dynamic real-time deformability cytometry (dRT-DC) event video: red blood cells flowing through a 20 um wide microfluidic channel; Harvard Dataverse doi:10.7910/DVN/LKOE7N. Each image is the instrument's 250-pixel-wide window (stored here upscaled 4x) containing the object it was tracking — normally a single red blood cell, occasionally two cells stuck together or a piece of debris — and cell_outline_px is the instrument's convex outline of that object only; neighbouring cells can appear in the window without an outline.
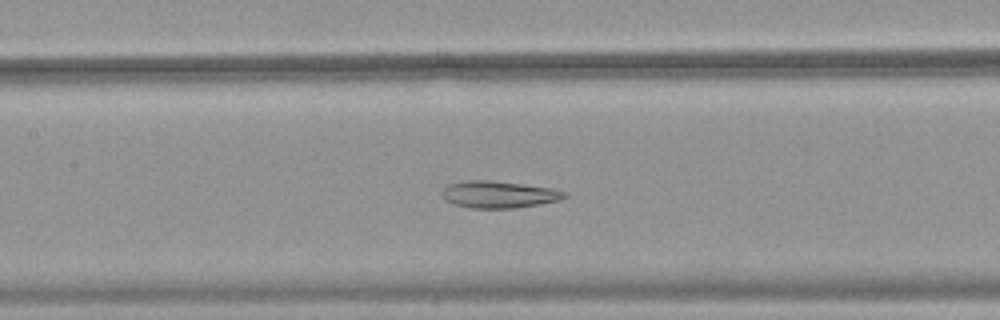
{"species": "common noctule bat (a hibernating species)", "species_latin": "Nyctalus noctula", "temperature_condition": "warm", "stored_images_in_passage": 44, "camera_frame_rate_fps": 3000, "um_per_image_px": 0.085, "animal": {"sex": "female", "body_mass_g": 18.4}, "frame": {"image": 1, "passage_image": 17, "time_ms": 5.333, "image_size_px": [1000, 320], "cell_outline_px": [[568, 196], [560, 200], [540, 204], [516, 208], [472, 208], [456, 204], [444, 200], [440, 192], [448, 184], [468, 180], [488, 180], [552, 188], [568, 192]], "centroid_in_image_um": [42.41, 16.53], "position_along_channel_um": 165.0, "area_um2": 19.25}}
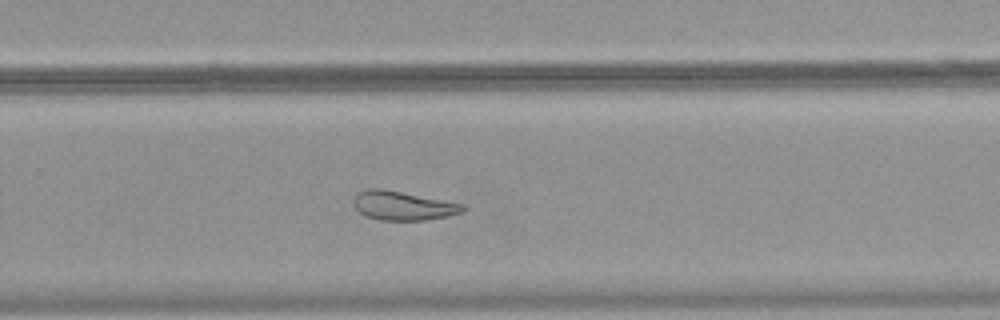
{"frame": {"image": 2, "passage_image": 27, "time_ms": 8.667, "image_size_px": [1000, 320], "cell_outline_px": [[468, 208], [460, 212], [448, 216], [424, 220], [380, 220], [364, 216], [352, 204], [352, 200], [356, 192], [368, 188], [384, 188], [464, 204]], "centroid_in_image_um": [34.2, 17.47], "position_along_channel_um": 295.6, "area_um2": 18.73}}
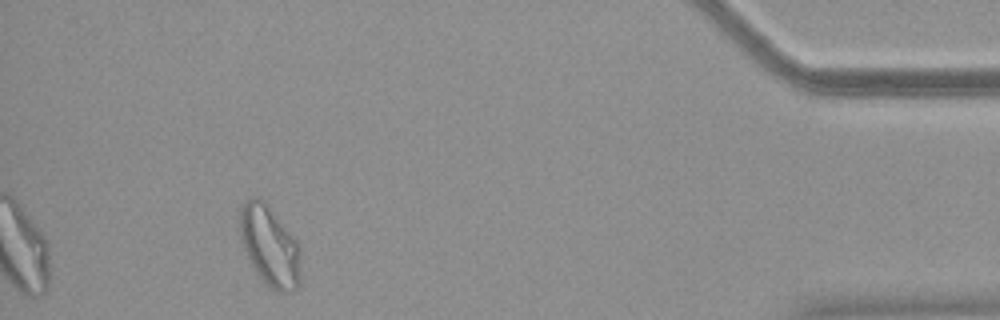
{"frame": {"image": 3, "passage_image": 40, "time_ms": 13.0, "image_size_px": [1000, 320], "cell_outline_px": [[300, 284], [292, 292], [276, 292], [256, 272], [240, 240], [240, 204], [248, 196], [260, 196], [268, 204], [296, 240], [300, 248]], "centroid_in_image_um": [22.92, 20.85], "position_along_channel_um": 412.3, "area_um2": 28.67}}